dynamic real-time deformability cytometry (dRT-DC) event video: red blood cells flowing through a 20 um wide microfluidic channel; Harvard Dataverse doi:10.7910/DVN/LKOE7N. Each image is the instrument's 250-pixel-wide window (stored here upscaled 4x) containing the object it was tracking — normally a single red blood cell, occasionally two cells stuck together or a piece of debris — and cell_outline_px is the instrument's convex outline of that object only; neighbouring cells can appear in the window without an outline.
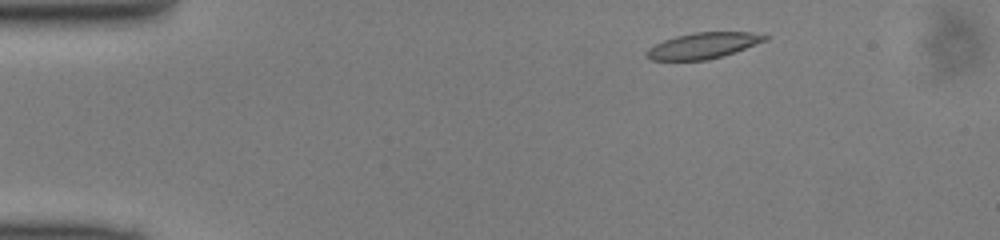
{"species": "common noctule bat (a hibernating species)", "species_latin": "Nyctalus noctula", "temperature_condition": "cold", "stored_images_in_passage": 44, "camera_frame_rate_fps": 3000, "um_per_image_px": 0.085, "animal": {"sex": "male", "body_mass_g": 13.0, "forearm_length_mm": 53.1}, "frame": {"image": 1, "passage_image": 3, "time_ms": 0.667, "image_size_px": [1000, 240], "cell_outline_px": [[768, 40], [708, 60], [652, 60], [644, 56], [644, 52], [648, 48], [664, 40], [676, 36], [692, 32], [752, 32], [768, 36]], "centroid_in_image_um": [59.71, 3.87], "position_along_channel_um": 25.3, "area_um2": 17.74}}
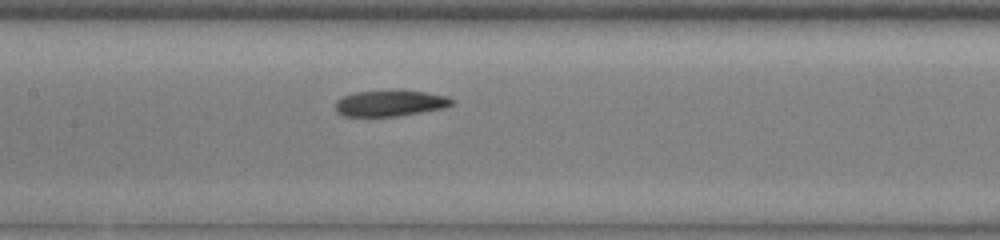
{"frame": {"image": 2, "passage_image": 19, "time_ms": 6.0, "image_size_px": [1000, 240], "cell_outline_px": [[456, 100], [452, 104], [444, 108], [396, 116], [344, 116], [336, 112], [336, 100], [352, 92], [424, 92], [448, 96]], "centroid_in_image_um": [33.16, 8.79], "position_along_channel_um": 174.2, "area_um2": 17.17}}
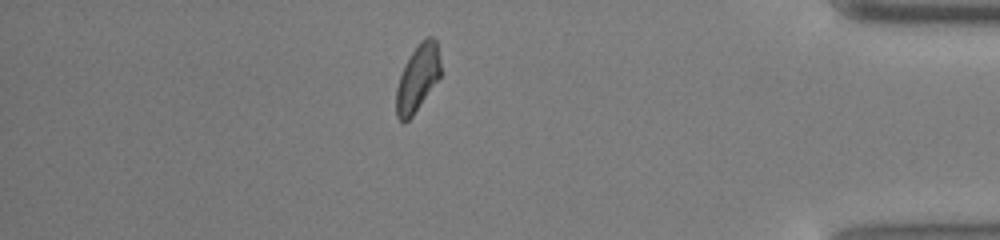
{"frame": {"image": 3, "passage_image": 38, "time_ms": 12.333, "image_size_px": [1000, 240], "cell_outline_px": [[440, 76], [412, 116], [404, 124], [396, 116], [396, 88], [400, 76], [412, 52], [420, 40], [428, 36], [432, 36], [436, 40], [440, 60]], "centroid_in_image_um": [35.49, 6.63], "position_along_channel_um": 399.7, "area_um2": 16.94}}